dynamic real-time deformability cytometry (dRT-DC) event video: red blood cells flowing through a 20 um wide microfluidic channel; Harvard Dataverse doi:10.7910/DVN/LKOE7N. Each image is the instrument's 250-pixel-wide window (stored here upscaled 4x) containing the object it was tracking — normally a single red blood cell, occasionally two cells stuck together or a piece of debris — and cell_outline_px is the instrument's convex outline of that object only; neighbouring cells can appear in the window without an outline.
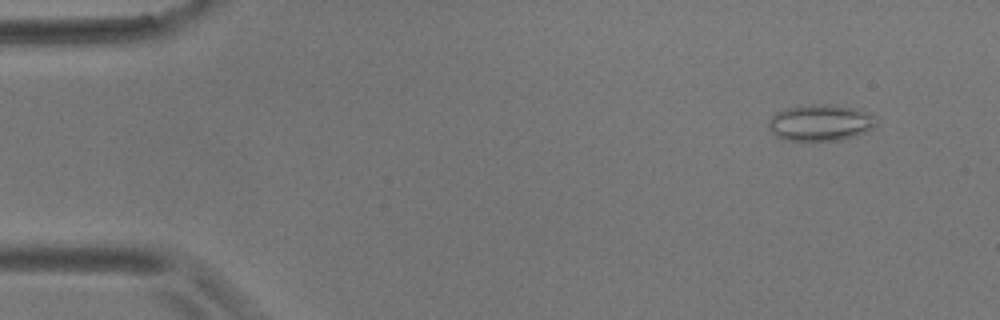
{"species": "common noctule bat (a hibernating species)", "species_latin": "Nyctalus noctula", "temperature_condition": "room temperature", "stored_images_in_passage": 56, "camera_frame_rate_fps": 3000, "um_per_image_px": 0.085, "animal": {"sex": "male", "body_mass_g": 17.9}, "frame": {"image": 1, "passage_image": 5, "time_ms": 1.333, "image_size_px": [1000, 320], "cell_outline_px": [[876, 124], [872, 128], [856, 136], [840, 140], [784, 140], [776, 136], [768, 128], [768, 120], [776, 112], [784, 108], [800, 104], [832, 104], [856, 108], [872, 116]], "centroid_in_image_um": [69.67, 10.41], "position_along_channel_um": 15.3, "area_um2": 22.95}}
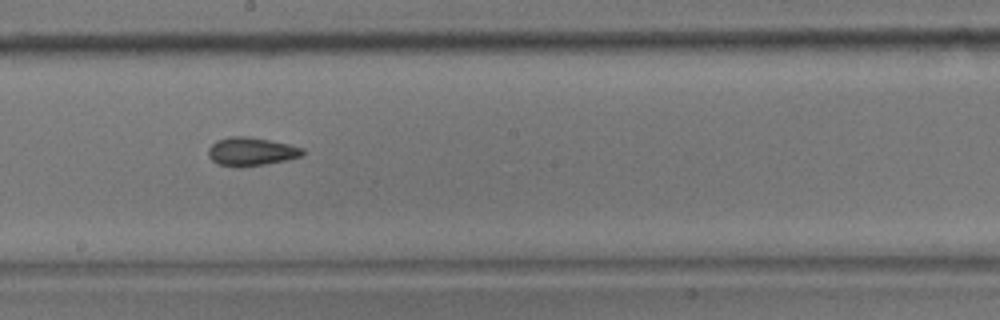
{"frame": {"image": 2, "passage_image": 31, "time_ms": 10.0, "image_size_px": [1000, 320], "cell_outline_px": [[304, 156], [288, 160], [240, 168], [236, 168], [216, 164], [208, 156], [208, 148], [216, 140], [228, 136], [248, 136], [288, 144], [304, 148]], "centroid_in_image_um": [21.33, 12.89], "position_along_channel_um": 226.9, "area_um2": 15.95}}
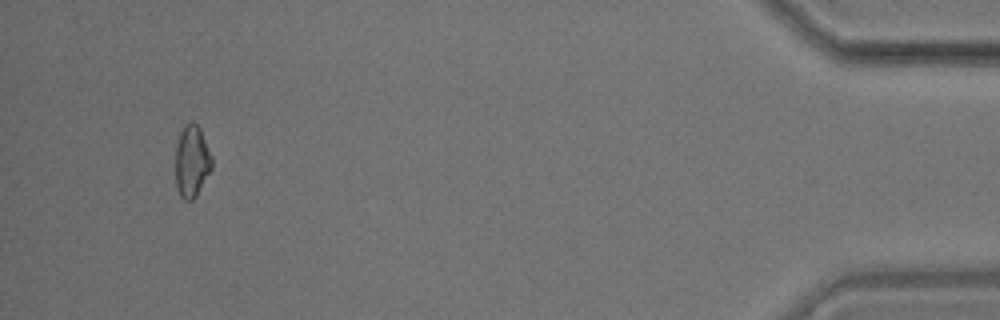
{"frame": {"image": 3, "passage_image": 53, "time_ms": 17.333, "image_size_px": [1000, 320], "cell_outline_px": [[212, 168], [196, 196], [192, 200], [184, 200], [180, 196], [176, 188], [176, 144], [180, 132], [184, 124], [192, 120], [200, 128], [212, 156]], "centroid_in_image_um": [16.3, 13.69], "position_along_channel_um": 418.9, "area_um2": 15.37}}